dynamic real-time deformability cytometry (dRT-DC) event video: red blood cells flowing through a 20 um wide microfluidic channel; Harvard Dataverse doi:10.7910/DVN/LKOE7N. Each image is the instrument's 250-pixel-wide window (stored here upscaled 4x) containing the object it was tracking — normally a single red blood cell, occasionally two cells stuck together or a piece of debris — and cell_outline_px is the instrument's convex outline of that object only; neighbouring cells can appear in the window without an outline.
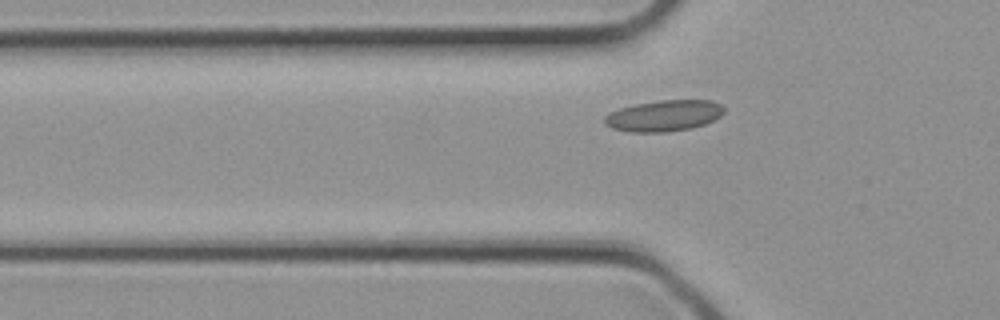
{"species": "common noctule bat (a hibernating species)", "species_latin": "Nyctalus noctula", "temperature_condition": "cold", "stored_images_in_passage": 3, "camera_frame_rate_fps": 3000, "um_per_image_px": 0.085, "animal": {"sex": "female", "body_mass_g": 21.9}, "frame": {"image": 1, "passage_image": 3, "time_ms": 0.667, "image_size_px": [1000, 320], "cell_outline_px": [[724, 112], [720, 116], [704, 124], [692, 128], [668, 132], [628, 132], [612, 128], [604, 124], [604, 116], [608, 112], [620, 108], [636, 104], [660, 100], [712, 100], [720, 104], [724, 108]], "centroid_in_image_um": [56.4, 9.84], "position_along_channel_um": 69.4, "area_um2": 21.79}}